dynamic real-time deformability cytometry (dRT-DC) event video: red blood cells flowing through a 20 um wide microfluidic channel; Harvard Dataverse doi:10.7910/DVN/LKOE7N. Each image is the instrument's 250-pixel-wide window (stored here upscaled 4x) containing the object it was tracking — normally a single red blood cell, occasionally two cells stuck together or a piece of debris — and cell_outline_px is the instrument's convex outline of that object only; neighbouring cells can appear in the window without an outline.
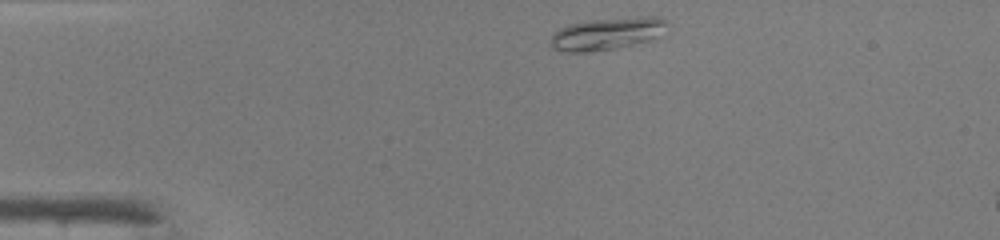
{"species": "common noctule bat (a hibernating species)", "species_latin": "Nyctalus noctula", "temperature_condition": "warm", "stored_images_in_passage": 6, "camera_frame_rate_fps": 3000, "um_per_image_px": 0.085, "animal": {"sex": "male", "body_mass_g": 19.0, "forearm_length_mm": 50.8}, "frame": {"image": 1, "passage_image": 1, "time_ms": 0.0, "image_size_px": [1000, 240], "cell_outline_px": [[668, 24], [656, 36], [648, 40], [616, 48], [588, 52], [560, 52], [552, 48], [548, 44], [552, 32], [568, 24], [588, 20], [640, 16], [660, 16]], "centroid_in_image_um": [51.48, 2.86], "position_along_channel_um": 33.5, "area_um2": 22.08}}